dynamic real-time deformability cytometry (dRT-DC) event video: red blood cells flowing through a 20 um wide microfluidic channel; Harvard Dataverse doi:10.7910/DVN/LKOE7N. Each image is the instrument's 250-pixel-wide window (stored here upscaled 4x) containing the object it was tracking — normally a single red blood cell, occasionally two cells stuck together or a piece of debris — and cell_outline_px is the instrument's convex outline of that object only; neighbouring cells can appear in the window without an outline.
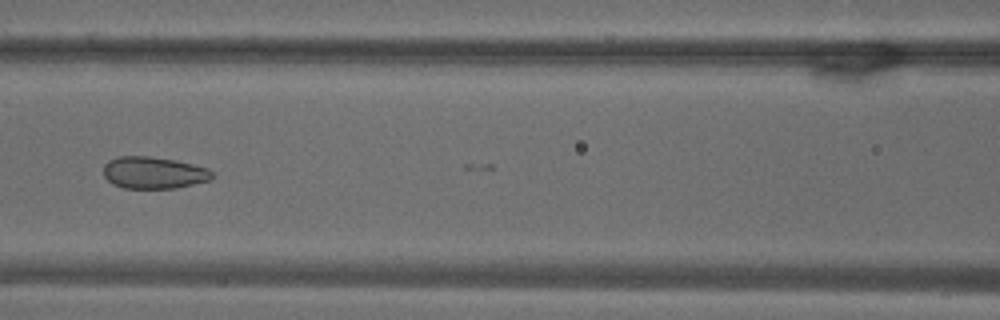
{"species": "common noctule bat (a hibernating species)", "species_latin": "Nyctalus noctula", "temperature_condition": "warm", "stored_images_in_passage": 19, "camera_frame_rate_fps": 3000, "um_per_image_px": 0.085, "animal": {"sex": "male", "body_mass_g": 18.8}, "frame": {"image": 1, "passage_image": 16, "time_ms": 5.0, "image_size_px": [1000, 320], "cell_outline_px": [[216, 176], [212, 180], [176, 188], [124, 188], [112, 184], [104, 176], [104, 164], [108, 160], [116, 156], [148, 156], [176, 160], [208, 168]], "centroid_in_image_um": [13.08, 14.68], "position_along_channel_um": 153.5, "area_um2": 20.46}}